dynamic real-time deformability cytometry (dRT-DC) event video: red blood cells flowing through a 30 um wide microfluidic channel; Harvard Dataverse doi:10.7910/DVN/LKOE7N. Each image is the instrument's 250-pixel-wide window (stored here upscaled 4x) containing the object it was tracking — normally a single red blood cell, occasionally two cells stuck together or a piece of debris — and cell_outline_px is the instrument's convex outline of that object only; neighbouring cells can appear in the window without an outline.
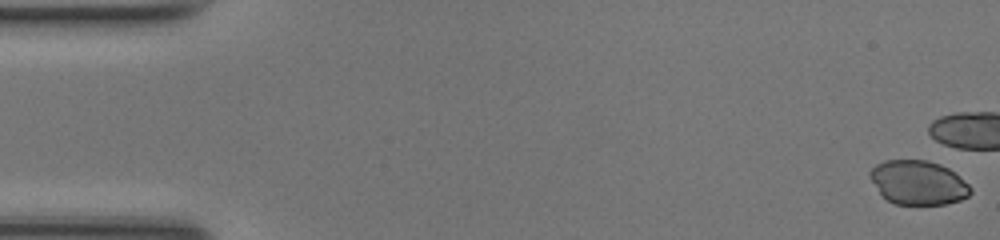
{"species": "common noctule bat (a hibernating species)", "species_latin": "Nyctalus noctula", "temperature_condition": "room temperature", "stored_images_in_passage": 6, "camera_frame_rate_fps": 3000, "um_per_image_px": 0.085, "animal": {"sex": "female", "body_mass_g": 17.0, "forearm_length_mm": 48.0}, "frame": {"image": 1, "passage_image": 1, "time_ms": 0.0, "image_size_px": [1000, 240], "cell_outline_px": [[972, 192], [968, 196], [960, 200], [944, 204], [896, 204], [880, 196], [868, 172], [876, 164], [884, 160], [928, 160], [940, 164], [956, 172], [972, 188]], "centroid_in_image_um": [78.05, 15.51], "position_along_channel_um": 7.0, "area_um2": 26.01}}